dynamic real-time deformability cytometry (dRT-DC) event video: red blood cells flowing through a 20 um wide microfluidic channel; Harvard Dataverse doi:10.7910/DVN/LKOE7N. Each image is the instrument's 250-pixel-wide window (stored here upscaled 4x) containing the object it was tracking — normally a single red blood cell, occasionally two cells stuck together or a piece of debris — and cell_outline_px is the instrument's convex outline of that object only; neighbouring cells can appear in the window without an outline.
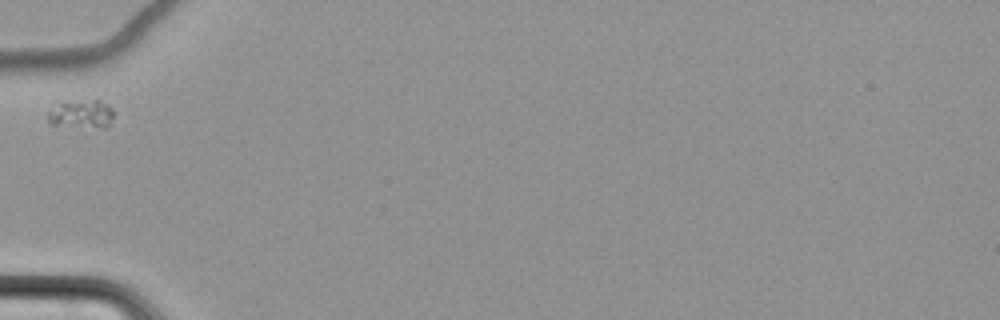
{"species": "common noctule bat (a hibernating species)", "species_latin": "Nyctalus noctula", "temperature_condition": "cold", "stored_images_in_passage": 2, "camera_frame_rate_fps": 3000, "um_per_image_px": 0.085, "animal": {"sex": "female", "body_mass_g": 22.7, "forearm_length_mm": 54.2}, "frame": {"image": 1, "passage_image": 1, "time_ms": 0.0, "image_size_px": [1000, 320], "cell_outline_px": [[112, 120], [104, 128], [100, 128], [48, 124], [48, 112], [64, 100], [100, 100], [112, 108]], "centroid_in_image_um": [6.9, 9.68], "position_along_channel_um": 78.1, "area_um2": 10.92}}
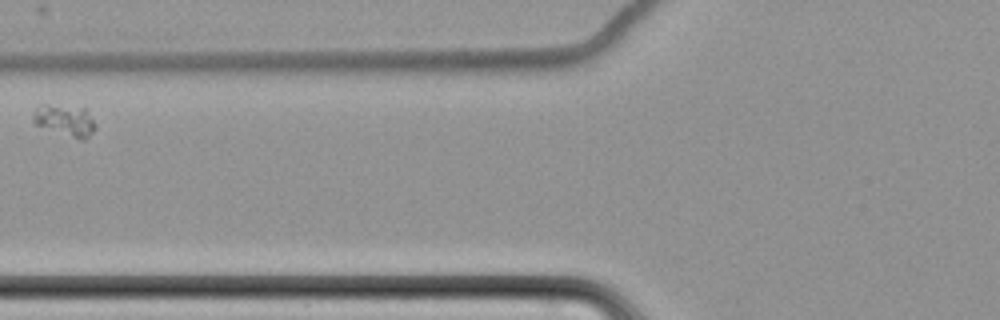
{"frame": {"image": 2, "passage_image": 2, "time_ms": 1.333, "image_size_px": [1000, 320], "cell_outline_px": [[96, 128], [84, 140], [80, 140], [36, 124], [32, 120], [32, 112], [40, 104], [44, 104], [88, 108], [96, 124]], "centroid_in_image_um": [5.56, 10.21], "position_along_channel_um": 120.2, "area_um2": 11.5}}